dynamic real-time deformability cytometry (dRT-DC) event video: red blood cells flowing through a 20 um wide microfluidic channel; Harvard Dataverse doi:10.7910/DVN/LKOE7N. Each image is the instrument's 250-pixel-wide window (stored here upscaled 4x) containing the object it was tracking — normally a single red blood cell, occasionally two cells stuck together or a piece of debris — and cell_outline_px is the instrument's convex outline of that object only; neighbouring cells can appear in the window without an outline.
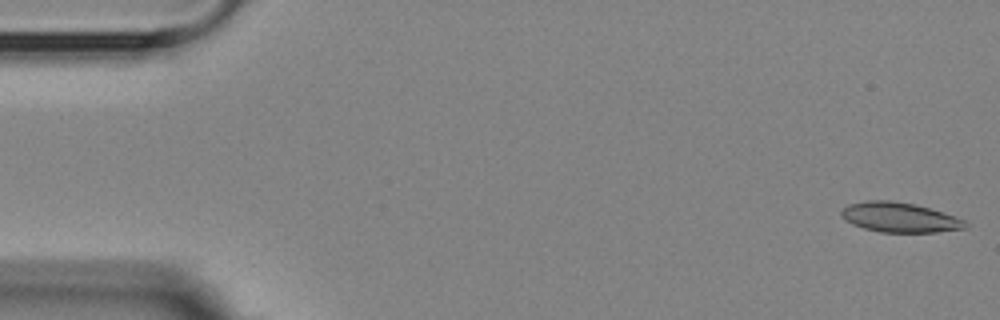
{"species": "Egyptian fruit bat (a non-hibernating species)", "species_latin": "Rousettus aegyptiacus", "temperature_condition": "room temperature", "stored_images_in_passage": 3, "camera_frame_rate_fps": 3000, "um_per_image_px": 0.085, "animal": {"sex": "female"}, "frame": {"image": 1, "passage_image": 1, "time_ms": 0.0, "image_size_px": [1000, 320], "cell_outline_px": [[968, 228], [936, 232], [880, 232], [864, 228], [852, 224], [844, 220], [840, 216], [840, 212], [848, 204], [868, 200], [888, 200], [916, 204], [964, 220], [968, 224]], "centroid_in_image_um": [76.42, 18.48], "position_along_channel_um": 8.6, "area_um2": 21.44}}